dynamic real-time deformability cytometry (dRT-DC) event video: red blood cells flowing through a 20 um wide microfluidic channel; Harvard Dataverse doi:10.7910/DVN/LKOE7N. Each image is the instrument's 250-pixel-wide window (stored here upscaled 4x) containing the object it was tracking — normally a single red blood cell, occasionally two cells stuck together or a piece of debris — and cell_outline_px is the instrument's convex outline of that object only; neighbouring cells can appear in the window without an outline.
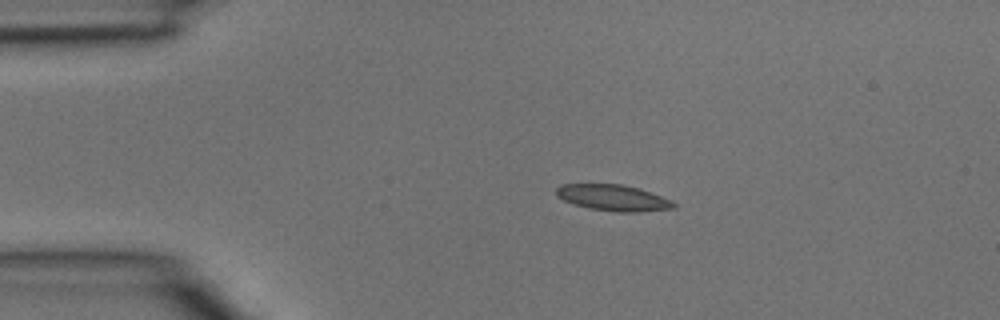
{"species": "common noctule bat (a hibernating species)", "species_latin": "Nyctalus noctula", "temperature_condition": "room temperature", "stored_images_in_passage": 3, "camera_frame_rate_fps": 3000, "um_per_image_px": 0.085, "animal": {"sex": "male", "body_mass_g": 15.6}, "frame": {"image": 1, "passage_image": 2, "time_ms": 0.333, "image_size_px": [1000, 320], "cell_outline_px": [[676, 208], [640, 212], [616, 212], [588, 208], [572, 204], [556, 196], [556, 188], [560, 184], [624, 184], [640, 188], [660, 196], [676, 204]], "centroid_in_image_um": [52.09, 16.81], "position_along_channel_um": 32.9, "area_um2": 17.98}}